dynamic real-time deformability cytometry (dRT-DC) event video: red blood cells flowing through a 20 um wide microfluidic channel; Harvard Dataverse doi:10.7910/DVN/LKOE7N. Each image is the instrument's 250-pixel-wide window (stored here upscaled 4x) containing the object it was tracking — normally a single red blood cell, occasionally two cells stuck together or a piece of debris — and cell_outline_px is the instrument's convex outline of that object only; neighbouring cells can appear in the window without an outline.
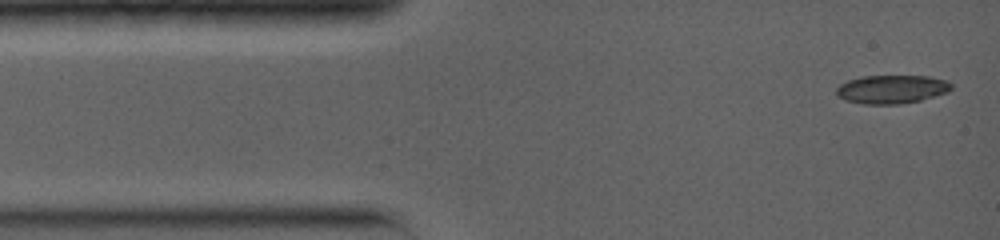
{"species": "common noctule bat (a hibernating species)", "species_latin": "Nyctalus noctula", "temperature_condition": "warm", "stored_images_in_passage": 32, "camera_frame_rate_fps": 5000, "um_per_image_px": 0.085, "animal": {"sex": "female", "body_mass_g": 19.0, "forearm_length_mm": 56.7}, "frame": {"image": 1, "passage_image": 1, "time_ms": 0.0, "image_size_px": [1000, 240], "cell_outline_px": [[952, 88], [948, 92], [920, 100], [900, 104], [864, 104], [844, 100], [836, 96], [836, 88], [840, 84], [848, 80], [860, 76], [928, 76], [948, 80], [952, 84]], "centroid_in_image_um": [75.78, 7.58], "position_along_channel_um": 9.2, "area_um2": 19.25}}
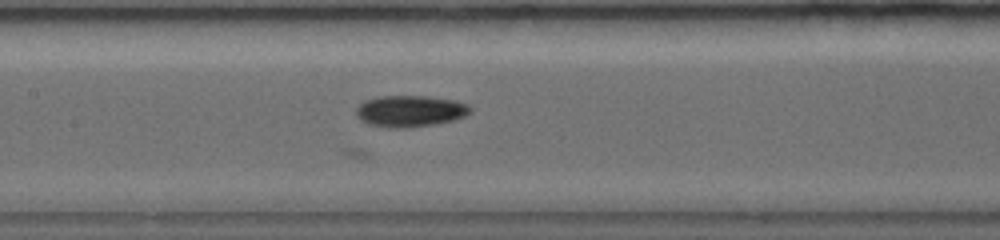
{"frame": {"image": 2, "passage_image": 17, "time_ms": 5.8, "image_size_px": [1000, 240], "cell_outline_px": [[472, 112], [456, 120], [408, 128], [388, 128], [368, 124], [360, 120], [356, 116], [356, 108], [364, 100], [376, 96], [428, 96], [456, 100], [468, 104], [472, 108]], "centroid_in_image_um": [34.86, 9.44], "position_along_channel_um": 172.5, "area_um2": 21.27}}
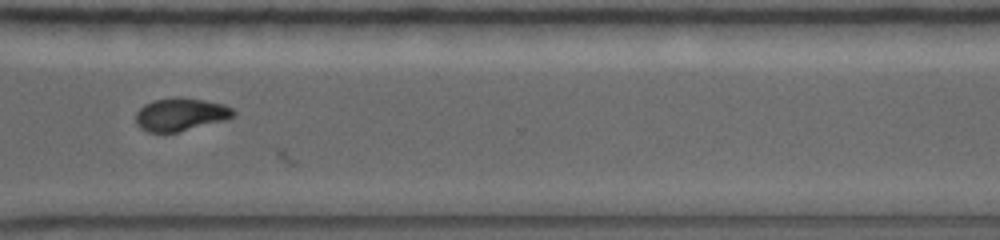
{"frame": {"image": 3, "passage_image": 28, "time_ms": 10.4, "image_size_px": [1000, 240], "cell_outline_px": [[236, 116], [228, 120], [176, 132], [148, 132], [140, 128], [136, 124], [136, 112], [144, 104], [152, 100], [180, 96], [204, 100], [224, 104], [232, 108], [236, 112]], "centroid_in_image_um": [15.38, 9.72], "position_along_channel_um": 355.2, "area_um2": 19.02}, "authors_computed_cell_mechanics": {"area_um2": 19.5653, "velocity_mm_per_s": 3.9677, "shape_relaxation_time_tau1_ms": 2.122, "shape_relaxation_time_tau2_ms": null, "deformation_change_tau1": 0.1406, "deformation_change_tau2": null}}